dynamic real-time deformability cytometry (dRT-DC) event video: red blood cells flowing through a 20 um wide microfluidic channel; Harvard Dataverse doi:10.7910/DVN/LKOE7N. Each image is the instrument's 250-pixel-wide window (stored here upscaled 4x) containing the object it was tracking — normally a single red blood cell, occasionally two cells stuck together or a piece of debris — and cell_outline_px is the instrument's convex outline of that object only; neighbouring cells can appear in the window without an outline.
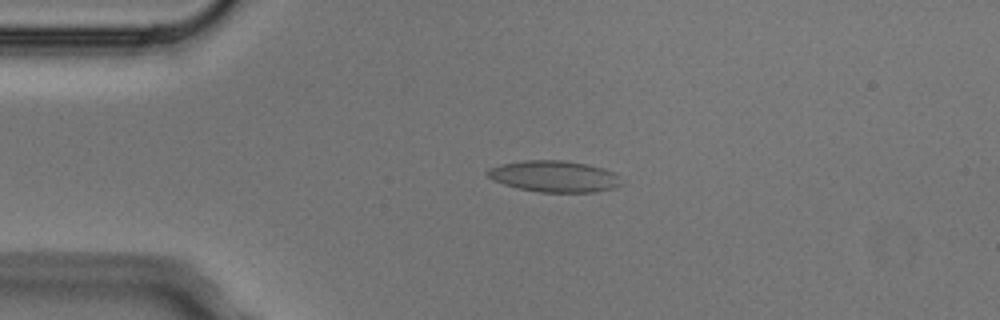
{"species": "Egyptian fruit bat (a non-hibernating species)", "species_latin": "Rousettus aegyptiacus", "temperature_condition": "cold", "stored_images_in_passage": 4, "camera_frame_rate_fps": 3000, "um_per_image_px": 0.085, "animal": {"sex": "male"}, "frame": {"image": 1, "passage_image": 2, "time_ms": 0.333, "image_size_px": [1000, 320], "cell_outline_px": [[624, 184], [616, 188], [596, 192], [540, 192], [516, 188], [492, 180], [484, 172], [488, 168], [504, 164], [524, 160], [560, 160], [588, 164], [604, 168], [616, 172], [620, 176]], "centroid_in_image_um": [47.17, 15.0], "position_along_channel_um": 37.8, "area_um2": 24.85}}
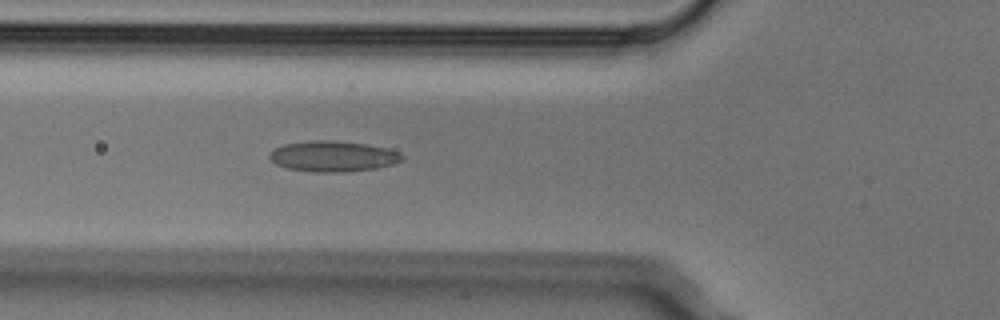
{"frame": {"image": 2, "passage_image": 4, "time_ms": 1.0, "image_size_px": [1000, 320], "cell_outline_px": [[404, 160], [392, 164], [376, 168], [348, 172], [316, 172], [288, 168], [276, 164], [268, 156], [268, 152], [284, 144], [308, 140], [336, 140], [364, 144], [388, 148], [400, 152], [404, 156]], "centroid_in_image_um": [28.32, 13.28], "position_along_channel_um": 97.5, "area_um2": 23.87}}